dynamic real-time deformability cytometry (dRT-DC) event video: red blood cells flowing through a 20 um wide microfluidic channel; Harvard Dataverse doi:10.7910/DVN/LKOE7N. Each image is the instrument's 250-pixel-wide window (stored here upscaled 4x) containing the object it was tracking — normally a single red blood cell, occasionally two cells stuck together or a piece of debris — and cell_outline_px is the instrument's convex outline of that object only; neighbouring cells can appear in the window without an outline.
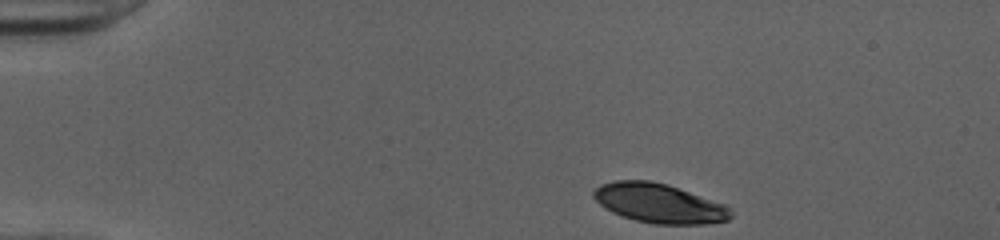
{"species": "human", "species_latin": "Homo sapiens", "temperature_condition": "cold", "stored_images_in_passage": 37, "camera_frame_rate_fps": 3000, "um_per_image_px": 0.085, "donor": {"sex": "female"}, "frame": {"image": 1, "passage_image": 1, "time_ms": 0.0, "image_size_px": [1000, 240], "cell_outline_px": [[732, 216], [728, 220], [704, 224], [656, 224], [636, 220], [612, 212], [604, 208], [592, 196], [592, 192], [600, 184], [616, 180], [648, 180], [668, 184], [724, 204], [732, 212]], "centroid_in_image_um": [56.01, 17.27], "position_along_channel_um": 29.0, "area_um2": 31.33}}
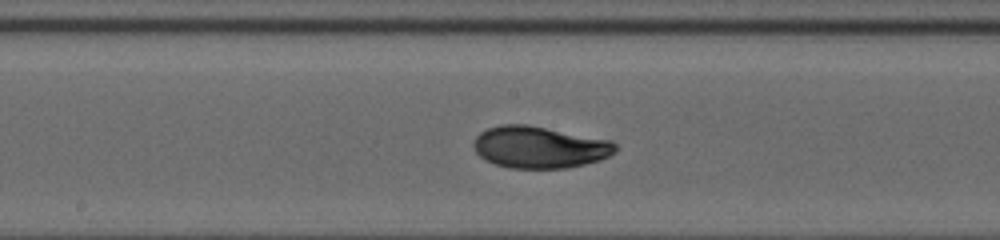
{"frame": {"image": 2, "passage_image": 20, "time_ms": 6.333, "image_size_px": [1000, 240], "cell_outline_px": [[616, 152], [600, 160], [568, 168], [508, 168], [484, 160], [476, 152], [472, 144], [476, 136], [480, 132], [488, 128], [500, 124], [528, 124], [612, 140], [616, 144]], "centroid_in_image_um": [45.85, 12.5], "position_along_channel_um": 202.3, "area_um2": 34.85}}
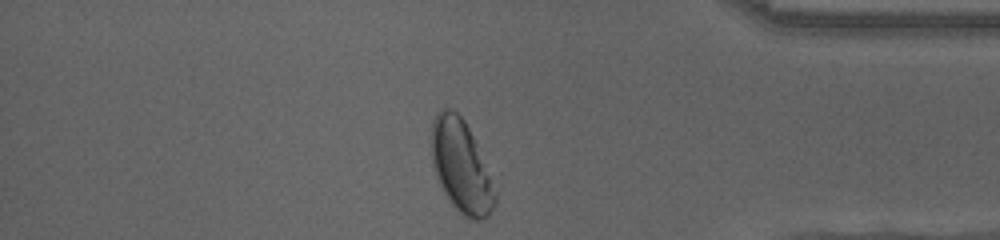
{"frame": {"image": 3, "passage_image": 36, "time_ms": 11.667, "image_size_px": [1000, 240], "cell_outline_px": [[496, 204], [488, 216], [480, 220], [468, 220], [460, 216], [444, 192], [436, 176], [432, 164], [432, 120], [436, 112], [440, 108], [452, 108], [464, 120], [472, 136], [496, 192]], "centroid_in_image_um": [39.17, 14.17], "position_along_channel_um": 396.0, "area_um2": 33.93}, "authors_computed_cell_mechanics": {"area_um2": 33.8708, "velocity_mm_per_s": 4.0212, "shape_relaxation_time_tau1_ms": 3.7984, "shape_relaxation_time_tau2_ms": 1.0972, "deformation_change_tau1": 0.16, "deformation_change_tau2": 0.0435}}